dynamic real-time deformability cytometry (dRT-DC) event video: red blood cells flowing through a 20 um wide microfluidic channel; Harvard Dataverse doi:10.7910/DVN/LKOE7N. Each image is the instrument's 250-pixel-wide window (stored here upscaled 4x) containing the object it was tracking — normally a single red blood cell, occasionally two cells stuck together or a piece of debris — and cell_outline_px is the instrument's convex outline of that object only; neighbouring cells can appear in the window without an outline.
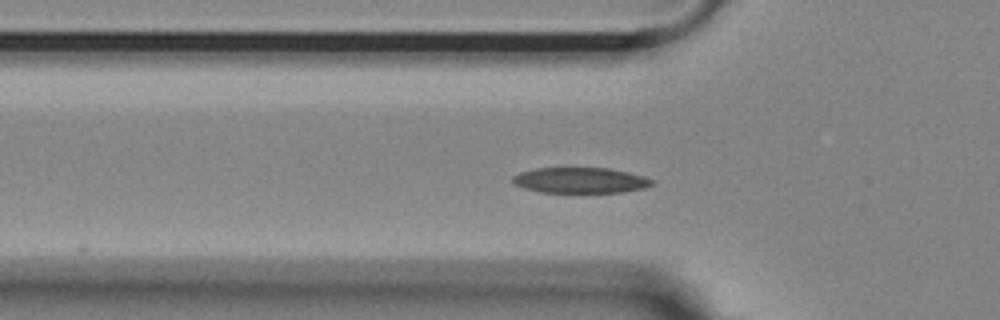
{"species": "Egyptian fruit bat (a non-hibernating species)", "species_latin": "Rousettus aegyptiacus", "temperature_condition": "room temperature", "stored_images_in_passage": 46, "camera_frame_rate_fps": 3000, "um_per_image_px": 0.085, "animal": {"sex": "female"}, "frame": {"image": 1, "passage_image": 8, "time_ms": 2.333, "image_size_px": [1000, 320], "cell_outline_px": [[652, 184], [644, 188], [620, 192], [540, 192], [524, 188], [516, 184], [512, 180], [512, 176], [520, 172], [536, 168], [608, 168], [628, 172], [644, 176], [652, 180]], "centroid_in_image_um": [49.31, 15.32], "position_along_channel_um": 76.5, "area_um2": 20.58}}
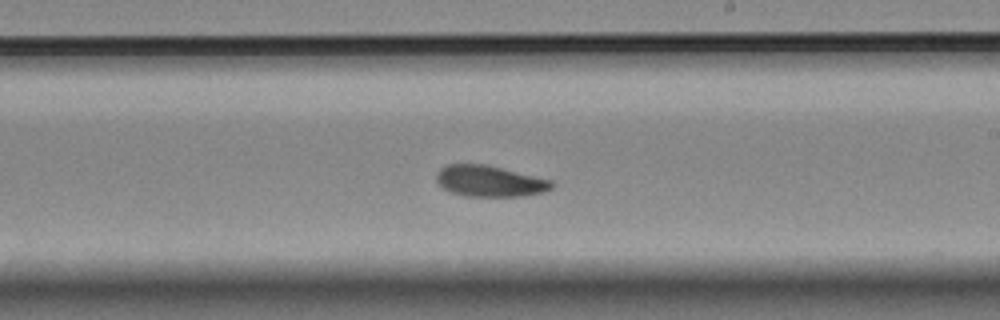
{"frame": {"image": 2, "passage_image": 22, "time_ms": 7.0, "image_size_px": [1000, 320], "cell_outline_px": [[556, 184], [552, 188], [544, 192], [520, 196], [464, 196], [452, 192], [444, 188], [436, 180], [436, 172], [440, 168], [448, 164], [484, 164], [552, 180]], "centroid_in_image_um": [41.63, 15.39], "position_along_channel_um": 247.4, "area_um2": 20.81}}
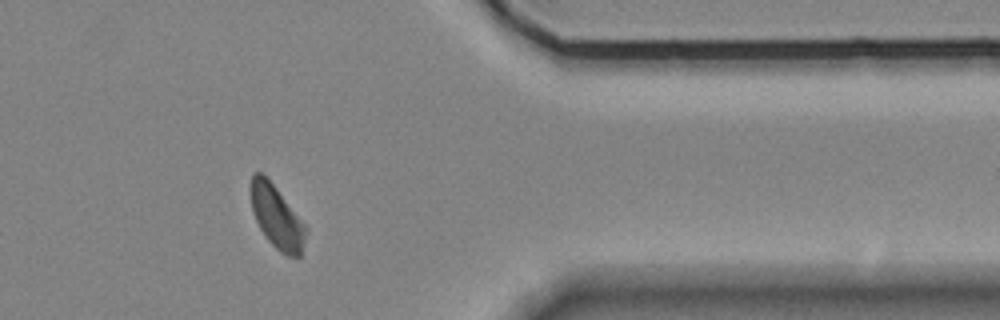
{"frame": {"image": 3, "passage_image": 35, "time_ms": 11.333, "image_size_px": [1000, 320], "cell_outline_px": [[308, 232], [300, 256], [288, 256], [280, 252], [264, 236], [252, 212], [248, 188], [252, 172], [260, 172], [276, 188], [308, 228]], "centroid_in_image_um": [23.49, 18.43], "position_along_channel_um": 387.9, "area_um2": 20.35}, "authors_computed_cell_mechanics": {"area_um2": 20.808, "velocity_mm_per_s": 3.6518, "shape_relaxation_time_tau1_ms": 7.1157, "shape_relaxation_time_tau2_ms": 9.2918, "deformation_change_tau1": 0.1751, "deformation_change_tau2": 0.1449}}